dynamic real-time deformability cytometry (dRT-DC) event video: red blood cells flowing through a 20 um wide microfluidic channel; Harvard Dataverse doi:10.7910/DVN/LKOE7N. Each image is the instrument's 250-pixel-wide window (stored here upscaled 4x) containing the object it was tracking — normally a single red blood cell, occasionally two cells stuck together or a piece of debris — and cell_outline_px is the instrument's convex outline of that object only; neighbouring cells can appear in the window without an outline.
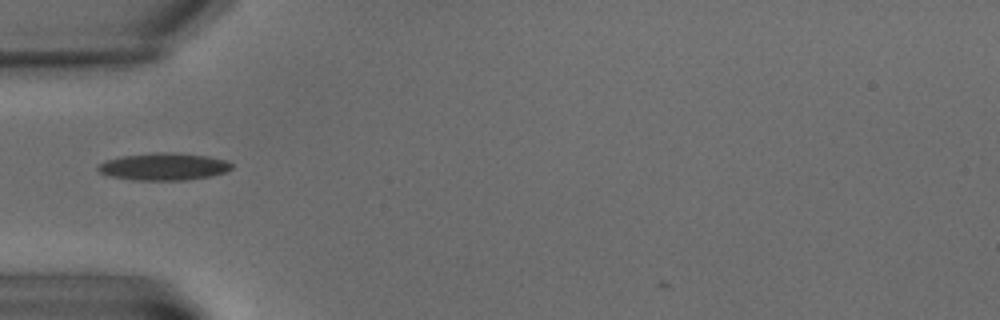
{"species": "common noctule bat (a hibernating species)", "species_latin": "Nyctalus noctula", "temperature_condition": "warm", "stored_images_in_passage": 3, "camera_frame_rate_fps": 3000, "um_per_image_px": 0.085, "animal": {"sex": "male", "body_mass_g": 15.6}, "frame": {"image": 1, "passage_image": 1, "time_ms": 0.0, "image_size_px": [1000, 320], "cell_outline_px": [[232, 168], [224, 172], [208, 176], [184, 180], [132, 180], [108, 176], [100, 172], [96, 168], [104, 160], [120, 156], [156, 152], [172, 152], [208, 156], [228, 160], [232, 164]], "centroid_in_image_um": [13.88, 14.15], "position_along_channel_um": 71.1, "area_um2": 21.33}}
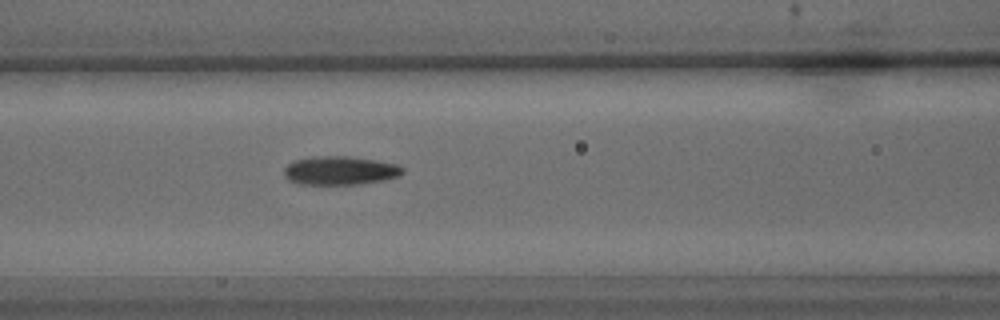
{"frame": {"image": 2, "passage_image": 3, "time_ms": 2.333, "image_size_px": [1000, 320], "cell_outline_px": [[404, 172], [400, 176], [380, 180], [356, 184], [300, 184], [288, 180], [284, 176], [284, 168], [288, 164], [296, 160], [316, 156], [348, 156], [376, 160], [396, 164], [404, 168]], "centroid_in_image_um": [28.89, 14.49], "position_along_channel_um": 137.7, "area_um2": 19.65}}